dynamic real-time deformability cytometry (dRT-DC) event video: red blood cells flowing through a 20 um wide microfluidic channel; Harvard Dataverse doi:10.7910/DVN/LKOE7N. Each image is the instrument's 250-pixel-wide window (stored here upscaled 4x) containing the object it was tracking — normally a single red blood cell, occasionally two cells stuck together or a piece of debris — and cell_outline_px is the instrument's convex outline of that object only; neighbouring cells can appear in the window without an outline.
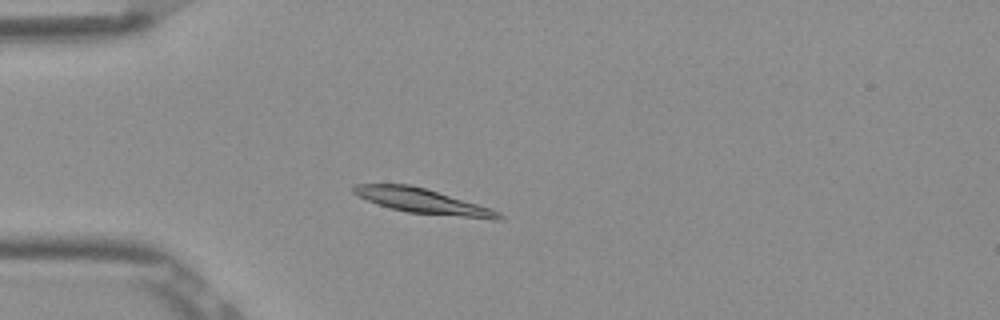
{"species": "Egyptian fruit bat (a non-hibernating species)", "species_latin": "Rousettus aegyptiacus", "temperature_condition": "room temperature", "stored_images_in_passage": 4, "camera_frame_rate_fps": 3000, "um_per_image_px": 0.085, "frame": {"image": 1, "passage_image": 2, "time_ms": 0.333, "image_size_px": [1000, 320], "cell_outline_px": [[504, 216], [500, 220], [492, 220], [408, 212], [392, 208], [368, 200], [352, 192], [352, 188], [356, 184], [408, 184], [424, 188], [492, 208], [500, 212]], "centroid_in_image_um": [36.02, 17.11], "position_along_channel_um": 49.0, "area_um2": 20.81}}
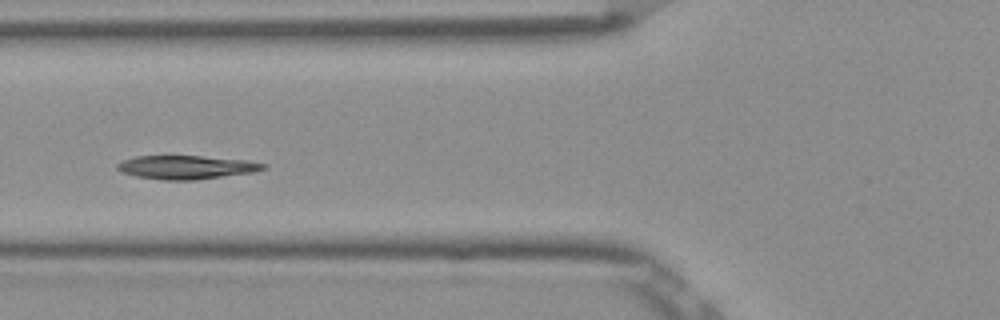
{"frame": {"image": 2, "passage_image": 4, "time_ms": 1.0, "image_size_px": [1000, 320], "cell_outline_px": [[268, 168], [256, 172], [196, 180], [164, 180], [136, 176], [124, 172], [116, 168], [116, 164], [124, 160], [136, 156], [200, 156], [248, 160], [268, 164]], "centroid_in_image_um": [15.92, 14.22], "position_along_channel_um": 109.9, "area_um2": 20.17}}